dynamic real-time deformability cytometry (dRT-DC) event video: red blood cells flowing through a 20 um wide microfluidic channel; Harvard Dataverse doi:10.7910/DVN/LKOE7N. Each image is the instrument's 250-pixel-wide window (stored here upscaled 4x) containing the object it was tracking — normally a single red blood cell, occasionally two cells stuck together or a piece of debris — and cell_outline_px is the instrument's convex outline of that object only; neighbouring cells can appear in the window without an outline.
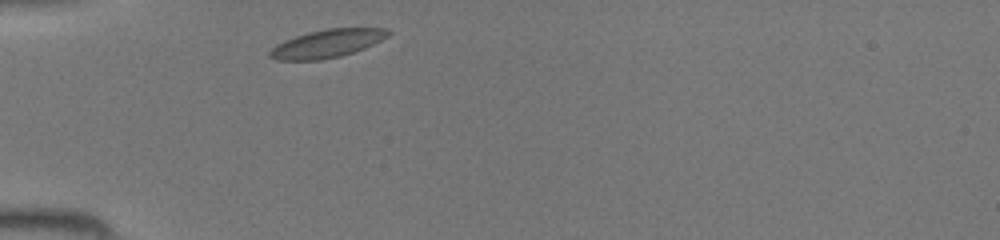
{"species": "common noctule bat (a hibernating species)", "species_latin": "Nyctalus noctula", "temperature_condition": "room temperature", "stored_images_in_passage": 28, "camera_frame_rate_fps": 3000, "um_per_image_px": 0.085, "animal": {"sex": "female", "body_mass_g": 19.5, "forearm_length_mm": 54.1}, "frame": {"image": 1, "passage_image": 1, "time_ms": 0.0, "image_size_px": [1000, 240], "cell_outline_px": [[392, 32], [388, 36], [364, 48], [340, 56], [320, 60], [276, 60], [268, 56], [268, 52], [276, 44], [284, 40], [308, 32], [328, 28], [388, 28]], "centroid_in_image_um": [27.78, 3.7], "position_along_channel_um": 57.2, "area_um2": 19.31}}
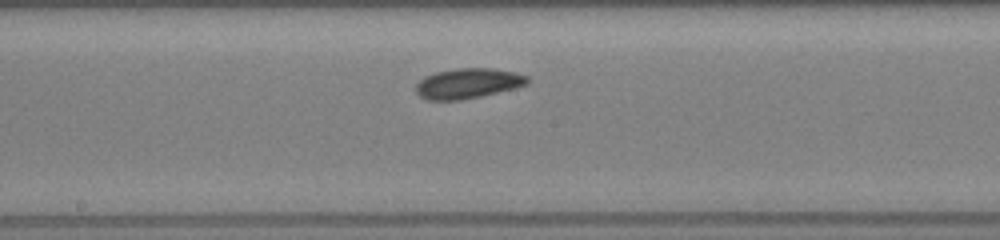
{"frame": {"image": 2, "passage_image": 12, "time_ms": 3.667, "image_size_px": [1000, 240], "cell_outline_px": [[528, 84], [480, 96], [460, 100], [428, 100], [420, 96], [416, 92], [416, 84], [424, 76], [436, 72], [456, 68], [492, 68], [512, 72], [528, 76]], "centroid_in_image_um": [39.73, 7.08], "position_along_channel_um": 208.5, "area_um2": 19.36}}
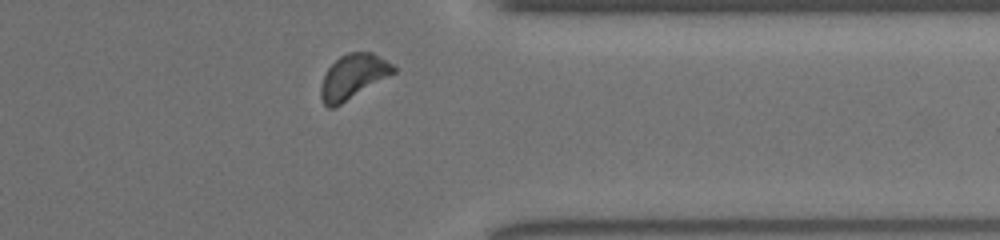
{"frame": {"image": 3, "passage_image": 24, "time_ms": 7.667, "image_size_px": [1000, 240], "cell_outline_px": [[396, 72], [340, 104], [332, 108], [328, 108], [324, 104], [320, 96], [320, 84], [328, 68], [340, 56], [348, 52], [372, 52], [392, 64], [396, 68]], "centroid_in_image_um": [29.99, 6.5], "position_along_channel_um": 381.4, "area_um2": 18.61}}